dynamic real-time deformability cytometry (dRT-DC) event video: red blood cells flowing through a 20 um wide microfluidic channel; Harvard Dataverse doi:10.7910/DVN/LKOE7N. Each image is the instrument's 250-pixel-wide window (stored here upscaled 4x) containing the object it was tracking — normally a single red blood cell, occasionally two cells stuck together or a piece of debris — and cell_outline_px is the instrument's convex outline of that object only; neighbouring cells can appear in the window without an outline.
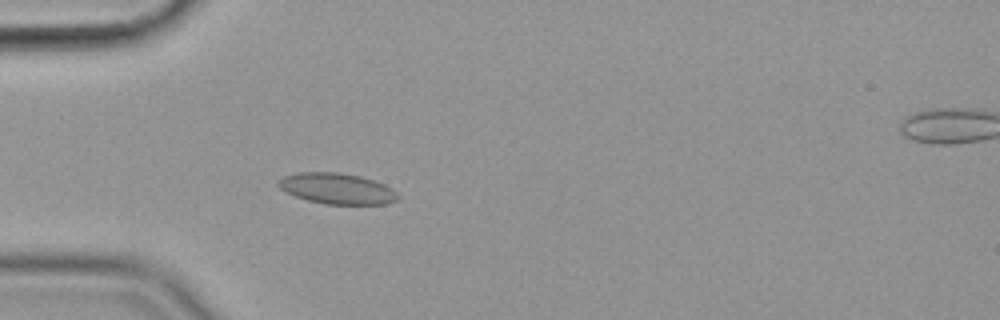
{"species": "common noctule bat (a hibernating species)", "species_latin": "Nyctalus noctula", "temperature_condition": "cold", "stored_images_in_passage": 49, "camera_frame_rate_fps": 3000, "um_per_image_px": 0.085, "animal": {"sex": "female", "body_mass_g": 19.9}, "frame": {"image": 1, "passage_image": 13, "time_ms": 4.0, "image_size_px": [1000, 320], "cell_outline_px": [[400, 196], [396, 200], [384, 204], [324, 204], [308, 200], [284, 192], [276, 184], [276, 180], [284, 176], [296, 172], [340, 172], [360, 176], [384, 184], [392, 188]], "centroid_in_image_um": [28.6, 16.02], "position_along_channel_um": 56.4, "area_um2": 21.62}}
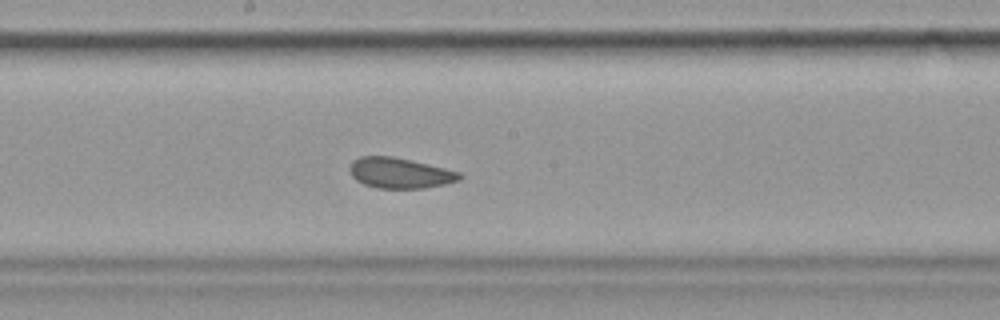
{"frame": {"image": 2, "passage_image": 27, "time_ms": 8.667, "image_size_px": [1000, 320], "cell_outline_px": [[464, 176], [460, 180], [444, 184], [424, 188], [376, 188], [364, 184], [356, 180], [352, 176], [348, 168], [352, 160], [360, 156], [392, 156], [428, 164], [460, 172]], "centroid_in_image_um": [33.97, 14.7], "position_along_channel_um": 214.2, "area_um2": 19.59}}
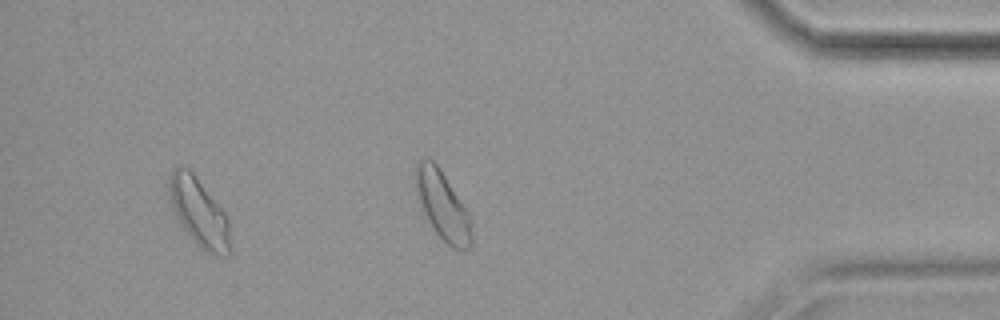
{"frame": {"image": 3, "passage_image": 45, "time_ms": 14.667, "image_size_px": [1000, 320], "cell_outline_px": [[232, 256], [216, 256], [208, 252], [196, 244], [184, 228], [176, 216], [168, 200], [168, 180], [172, 172], [180, 164], [188, 168], [192, 172], [224, 212], [228, 220], [232, 248]], "centroid_in_image_um": [16.92, 18.08], "position_along_channel_um": 418.3, "area_um2": 24.39}, "authors_computed_cell_mechanics": {"area_um2": 21.1548, "velocity_mm_per_s": 3.5401, "shape_relaxation_time_tau1_ms": null, "shape_relaxation_time_tau2_ms": 1.3936, "deformation_change_tau1": null, "deformation_change_tau2": 0.057}}